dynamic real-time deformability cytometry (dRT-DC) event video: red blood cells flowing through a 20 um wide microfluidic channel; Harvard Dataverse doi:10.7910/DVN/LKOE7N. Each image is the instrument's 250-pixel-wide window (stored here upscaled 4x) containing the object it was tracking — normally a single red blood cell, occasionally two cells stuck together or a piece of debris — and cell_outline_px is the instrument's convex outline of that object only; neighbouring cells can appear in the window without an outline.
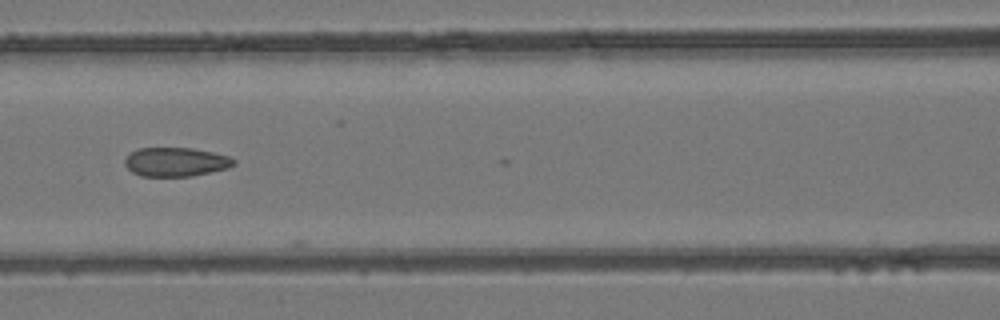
{"species": "common noctule bat (a hibernating species)", "species_latin": "Nyctalus noctula", "temperature_condition": "room temperature", "stored_images_in_passage": 7, "camera_frame_rate_fps": 3000, "um_per_image_px": 0.085, "animal": {"sex": "female", "body_mass_g": 24.6, "forearm_length_mm": 56.2}, "frame": {"image": 1, "passage_image": 6, "time_ms": 6.0, "image_size_px": [1000, 320], "cell_outline_px": [[236, 164], [228, 168], [192, 176], [140, 176], [132, 172], [124, 164], [124, 160], [132, 152], [140, 148], [192, 148], [212, 152], [228, 156], [236, 160]], "centroid_in_image_um": [14.95, 13.77], "position_along_channel_um": 151.6, "area_um2": 18.32}}